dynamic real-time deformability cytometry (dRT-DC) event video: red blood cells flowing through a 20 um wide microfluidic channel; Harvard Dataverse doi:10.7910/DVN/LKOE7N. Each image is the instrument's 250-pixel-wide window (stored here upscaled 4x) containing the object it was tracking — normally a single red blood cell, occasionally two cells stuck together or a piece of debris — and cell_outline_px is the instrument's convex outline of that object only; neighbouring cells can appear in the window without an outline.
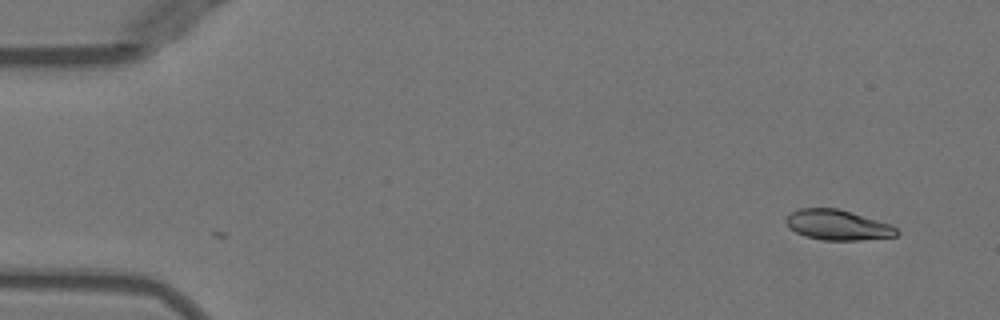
{"species": "Egyptian fruit bat (a non-hibernating species)", "species_latin": "Rousettus aegyptiacus", "temperature_condition": "warm", "stored_images_in_passage": 48, "camera_frame_rate_fps": 3000, "um_per_image_px": 0.085, "animal": {"sex": "female"}, "frame": {"image": 1, "passage_image": 1, "time_ms": 0.0, "image_size_px": [1000, 320], "cell_outline_px": [[900, 232], [896, 236], [860, 240], [824, 240], [804, 236], [788, 228], [784, 220], [792, 212], [800, 208], [836, 208], [852, 212], [892, 224]], "centroid_in_image_um": [71.21, 19.12], "position_along_channel_um": 13.8, "area_um2": 19.59}}
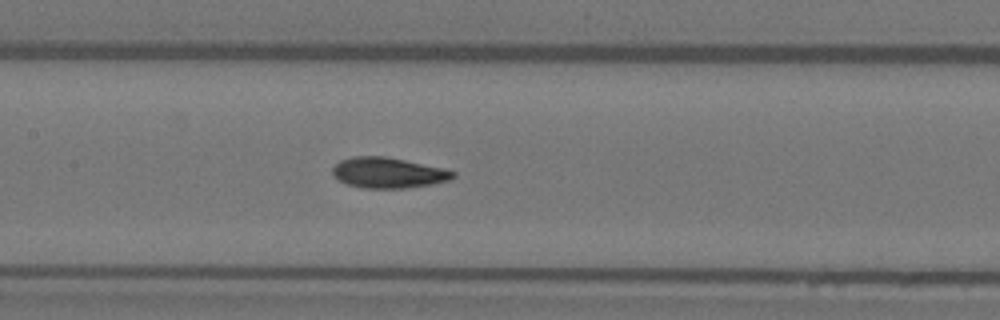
{"frame": {"image": 2, "passage_image": 22, "time_ms": 7.0, "image_size_px": [1000, 320], "cell_outline_px": [[456, 176], [452, 180], [404, 188], [364, 188], [348, 184], [340, 180], [332, 172], [332, 168], [340, 160], [352, 156], [384, 156], [444, 168], [456, 172]], "centroid_in_image_um": [33.02, 14.67], "position_along_channel_um": 174.4, "area_um2": 21.27}}
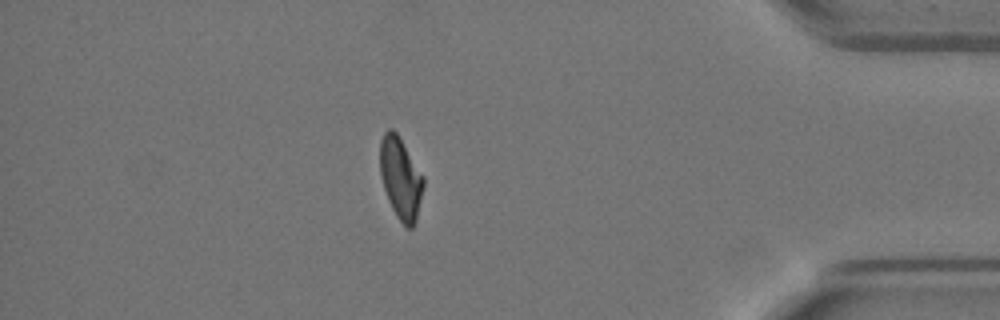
{"frame": {"image": 3, "passage_image": 42, "time_ms": 13.667, "image_size_px": [1000, 320], "cell_outline_px": [[424, 188], [416, 220], [412, 228], [408, 228], [396, 216], [388, 200], [380, 176], [380, 140], [384, 132], [388, 128], [392, 128], [396, 132], [424, 176]], "centroid_in_image_um": [34.05, 15.14], "position_along_channel_um": 401.1, "area_um2": 20.69}, "authors_computed_cell_mechanics": {"area_um2": 20.9236, "velocity_mm_per_s": 3.9882, "shape_relaxation_time_tau1_ms": 4.9505, "shape_relaxation_time_tau2_ms": 2.125, "deformation_change_tau1": 0.1809, "deformation_change_tau2": 0.0569}}